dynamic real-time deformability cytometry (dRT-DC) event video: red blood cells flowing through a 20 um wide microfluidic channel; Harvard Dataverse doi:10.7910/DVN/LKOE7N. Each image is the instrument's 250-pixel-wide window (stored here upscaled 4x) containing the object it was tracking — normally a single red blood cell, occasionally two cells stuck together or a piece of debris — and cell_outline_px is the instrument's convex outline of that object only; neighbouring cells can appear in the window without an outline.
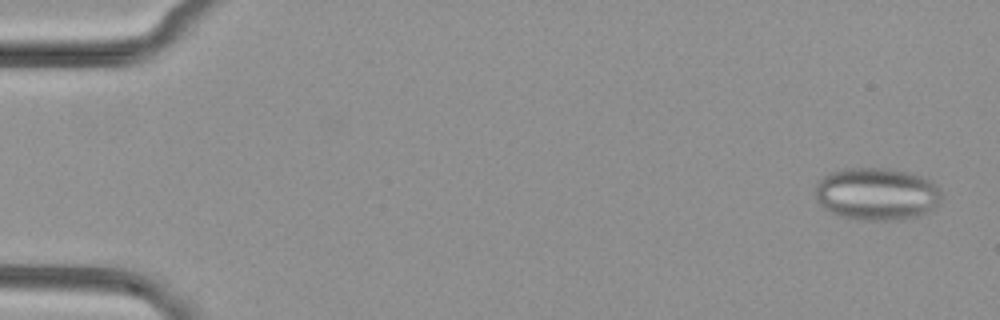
{"species": "common noctule bat (a hibernating species)", "species_latin": "Nyctalus noctula", "temperature_condition": "cold", "stored_images_in_passage": 10, "camera_frame_rate_fps": 3000, "um_per_image_px": 0.085, "animal": {"sex": "female", "body_mass_g": 29.2, "forearm_length_mm": 56.3}, "frame": {"image": 1, "passage_image": 2, "time_ms": 0.333, "image_size_px": [1000, 320], "cell_outline_px": [[940, 204], [920, 216], [904, 220], [856, 220], [836, 216], [824, 208], [816, 200], [816, 184], [824, 176], [832, 172], [844, 168], [888, 168], [908, 172], [920, 176], [928, 180], [940, 188]], "centroid_in_image_um": [74.51, 16.51], "position_along_channel_um": 10.5, "area_um2": 39.02}}